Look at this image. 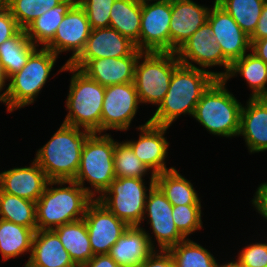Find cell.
Instances as JSON below:
<instances>
[{"mask_svg": "<svg viewBox=\"0 0 267 267\" xmlns=\"http://www.w3.org/2000/svg\"><path fill=\"white\" fill-rule=\"evenodd\" d=\"M249 154L267 151V100L248 98L242 106L240 131Z\"/></svg>", "mask_w": 267, "mask_h": 267, "instance_id": "cell-21", "label": "cell"}, {"mask_svg": "<svg viewBox=\"0 0 267 267\" xmlns=\"http://www.w3.org/2000/svg\"><path fill=\"white\" fill-rule=\"evenodd\" d=\"M63 0H6V7L21 29H26L36 18Z\"/></svg>", "mask_w": 267, "mask_h": 267, "instance_id": "cell-36", "label": "cell"}, {"mask_svg": "<svg viewBox=\"0 0 267 267\" xmlns=\"http://www.w3.org/2000/svg\"><path fill=\"white\" fill-rule=\"evenodd\" d=\"M0 78H6L2 65L0 63Z\"/></svg>", "mask_w": 267, "mask_h": 267, "instance_id": "cell-50", "label": "cell"}, {"mask_svg": "<svg viewBox=\"0 0 267 267\" xmlns=\"http://www.w3.org/2000/svg\"><path fill=\"white\" fill-rule=\"evenodd\" d=\"M45 172L33 160L29 166L1 171V191L37 202L48 182Z\"/></svg>", "mask_w": 267, "mask_h": 267, "instance_id": "cell-20", "label": "cell"}, {"mask_svg": "<svg viewBox=\"0 0 267 267\" xmlns=\"http://www.w3.org/2000/svg\"><path fill=\"white\" fill-rule=\"evenodd\" d=\"M91 134V131L62 123L49 141L37 150L33 160L50 181L74 180L81 151Z\"/></svg>", "mask_w": 267, "mask_h": 267, "instance_id": "cell-3", "label": "cell"}, {"mask_svg": "<svg viewBox=\"0 0 267 267\" xmlns=\"http://www.w3.org/2000/svg\"><path fill=\"white\" fill-rule=\"evenodd\" d=\"M109 27L129 38L140 50L141 0H115Z\"/></svg>", "mask_w": 267, "mask_h": 267, "instance_id": "cell-27", "label": "cell"}, {"mask_svg": "<svg viewBox=\"0 0 267 267\" xmlns=\"http://www.w3.org/2000/svg\"><path fill=\"white\" fill-rule=\"evenodd\" d=\"M243 77L251 90L249 98H262L267 100V64L251 51L231 64L224 80L230 81L235 76Z\"/></svg>", "mask_w": 267, "mask_h": 267, "instance_id": "cell-25", "label": "cell"}, {"mask_svg": "<svg viewBox=\"0 0 267 267\" xmlns=\"http://www.w3.org/2000/svg\"><path fill=\"white\" fill-rule=\"evenodd\" d=\"M85 9L91 29L108 28L110 10L115 0H77Z\"/></svg>", "mask_w": 267, "mask_h": 267, "instance_id": "cell-38", "label": "cell"}, {"mask_svg": "<svg viewBox=\"0 0 267 267\" xmlns=\"http://www.w3.org/2000/svg\"><path fill=\"white\" fill-rule=\"evenodd\" d=\"M255 211L267 221V181L262 182L256 189L250 201Z\"/></svg>", "mask_w": 267, "mask_h": 267, "instance_id": "cell-42", "label": "cell"}, {"mask_svg": "<svg viewBox=\"0 0 267 267\" xmlns=\"http://www.w3.org/2000/svg\"><path fill=\"white\" fill-rule=\"evenodd\" d=\"M169 128L170 126L156 125L147 120L136 127L140 132L137 140H124L153 175L175 168L166 166L170 143L165 134Z\"/></svg>", "mask_w": 267, "mask_h": 267, "instance_id": "cell-13", "label": "cell"}, {"mask_svg": "<svg viewBox=\"0 0 267 267\" xmlns=\"http://www.w3.org/2000/svg\"><path fill=\"white\" fill-rule=\"evenodd\" d=\"M216 79L209 71L180 64L171 76L167 94L149 122L171 127L182 115L192 117L202 94Z\"/></svg>", "mask_w": 267, "mask_h": 267, "instance_id": "cell-1", "label": "cell"}, {"mask_svg": "<svg viewBox=\"0 0 267 267\" xmlns=\"http://www.w3.org/2000/svg\"><path fill=\"white\" fill-rule=\"evenodd\" d=\"M37 48L38 46L29 40L24 29L4 41L0 45V63L6 79L20 71Z\"/></svg>", "mask_w": 267, "mask_h": 267, "instance_id": "cell-31", "label": "cell"}, {"mask_svg": "<svg viewBox=\"0 0 267 267\" xmlns=\"http://www.w3.org/2000/svg\"><path fill=\"white\" fill-rule=\"evenodd\" d=\"M146 2H152V3H173L176 0H141Z\"/></svg>", "mask_w": 267, "mask_h": 267, "instance_id": "cell-48", "label": "cell"}, {"mask_svg": "<svg viewBox=\"0 0 267 267\" xmlns=\"http://www.w3.org/2000/svg\"><path fill=\"white\" fill-rule=\"evenodd\" d=\"M171 3L141 1L140 51L170 52Z\"/></svg>", "mask_w": 267, "mask_h": 267, "instance_id": "cell-17", "label": "cell"}, {"mask_svg": "<svg viewBox=\"0 0 267 267\" xmlns=\"http://www.w3.org/2000/svg\"><path fill=\"white\" fill-rule=\"evenodd\" d=\"M155 184L173 205H202L201 198L188 180L176 168L155 175Z\"/></svg>", "mask_w": 267, "mask_h": 267, "instance_id": "cell-29", "label": "cell"}, {"mask_svg": "<svg viewBox=\"0 0 267 267\" xmlns=\"http://www.w3.org/2000/svg\"><path fill=\"white\" fill-rule=\"evenodd\" d=\"M114 171L116 178H141L153 175L150 170L134 154L132 148L125 141L115 139ZM149 172V173H148Z\"/></svg>", "mask_w": 267, "mask_h": 267, "instance_id": "cell-35", "label": "cell"}, {"mask_svg": "<svg viewBox=\"0 0 267 267\" xmlns=\"http://www.w3.org/2000/svg\"><path fill=\"white\" fill-rule=\"evenodd\" d=\"M28 267H77L53 230H36Z\"/></svg>", "mask_w": 267, "mask_h": 267, "instance_id": "cell-24", "label": "cell"}, {"mask_svg": "<svg viewBox=\"0 0 267 267\" xmlns=\"http://www.w3.org/2000/svg\"><path fill=\"white\" fill-rule=\"evenodd\" d=\"M201 205H176L173 206V222L177 229L188 238L189 235L203 229ZM194 232V233H193Z\"/></svg>", "mask_w": 267, "mask_h": 267, "instance_id": "cell-37", "label": "cell"}, {"mask_svg": "<svg viewBox=\"0 0 267 267\" xmlns=\"http://www.w3.org/2000/svg\"><path fill=\"white\" fill-rule=\"evenodd\" d=\"M224 79H216L202 94L192 118L213 136L236 138L243 104L228 90Z\"/></svg>", "mask_w": 267, "mask_h": 267, "instance_id": "cell-5", "label": "cell"}, {"mask_svg": "<svg viewBox=\"0 0 267 267\" xmlns=\"http://www.w3.org/2000/svg\"><path fill=\"white\" fill-rule=\"evenodd\" d=\"M264 241L250 242L239 251L236 260L242 267H267V239Z\"/></svg>", "mask_w": 267, "mask_h": 267, "instance_id": "cell-39", "label": "cell"}, {"mask_svg": "<svg viewBox=\"0 0 267 267\" xmlns=\"http://www.w3.org/2000/svg\"><path fill=\"white\" fill-rule=\"evenodd\" d=\"M146 184L141 178H115L97 200L129 226H143L146 197L155 184V176L149 177L148 187Z\"/></svg>", "mask_w": 267, "mask_h": 267, "instance_id": "cell-9", "label": "cell"}, {"mask_svg": "<svg viewBox=\"0 0 267 267\" xmlns=\"http://www.w3.org/2000/svg\"><path fill=\"white\" fill-rule=\"evenodd\" d=\"M82 267H119L109 254L94 255Z\"/></svg>", "mask_w": 267, "mask_h": 267, "instance_id": "cell-44", "label": "cell"}, {"mask_svg": "<svg viewBox=\"0 0 267 267\" xmlns=\"http://www.w3.org/2000/svg\"><path fill=\"white\" fill-rule=\"evenodd\" d=\"M266 1L216 0L248 36L254 32Z\"/></svg>", "mask_w": 267, "mask_h": 267, "instance_id": "cell-33", "label": "cell"}, {"mask_svg": "<svg viewBox=\"0 0 267 267\" xmlns=\"http://www.w3.org/2000/svg\"><path fill=\"white\" fill-rule=\"evenodd\" d=\"M216 267H242V266L236 259L235 260L232 259V261H230V262L226 261V262H224L222 264L217 262Z\"/></svg>", "mask_w": 267, "mask_h": 267, "instance_id": "cell-47", "label": "cell"}, {"mask_svg": "<svg viewBox=\"0 0 267 267\" xmlns=\"http://www.w3.org/2000/svg\"><path fill=\"white\" fill-rule=\"evenodd\" d=\"M154 250L143 226H129L108 254L119 267H139Z\"/></svg>", "mask_w": 267, "mask_h": 267, "instance_id": "cell-22", "label": "cell"}, {"mask_svg": "<svg viewBox=\"0 0 267 267\" xmlns=\"http://www.w3.org/2000/svg\"><path fill=\"white\" fill-rule=\"evenodd\" d=\"M6 8V0H0V12Z\"/></svg>", "mask_w": 267, "mask_h": 267, "instance_id": "cell-49", "label": "cell"}, {"mask_svg": "<svg viewBox=\"0 0 267 267\" xmlns=\"http://www.w3.org/2000/svg\"><path fill=\"white\" fill-rule=\"evenodd\" d=\"M176 267H216L217 261L210 250L190 238L168 249Z\"/></svg>", "mask_w": 267, "mask_h": 267, "instance_id": "cell-34", "label": "cell"}, {"mask_svg": "<svg viewBox=\"0 0 267 267\" xmlns=\"http://www.w3.org/2000/svg\"><path fill=\"white\" fill-rule=\"evenodd\" d=\"M34 233L35 231L31 228L0 219V254L2 261L20 258L28 253L30 255L25 263L27 265L32 252Z\"/></svg>", "mask_w": 267, "mask_h": 267, "instance_id": "cell-28", "label": "cell"}, {"mask_svg": "<svg viewBox=\"0 0 267 267\" xmlns=\"http://www.w3.org/2000/svg\"><path fill=\"white\" fill-rule=\"evenodd\" d=\"M77 0H63L57 6L36 18L26 29L29 40L38 47H45L55 36L64 16Z\"/></svg>", "mask_w": 267, "mask_h": 267, "instance_id": "cell-30", "label": "cell"}, {"mask_svg": "<svg viewBox=\"0 0 267 267\" xmlns=\"http://www.w3.org/2000/svg\"><path fill=\"white\" fill-rule=\"evenodd\" d=\"M180 64L175 52H142L139 55L134 85L141 105L159 106L167 94L171 76Z\"/></svg>", "mask_w": 267, "mask_h": 267, "instance_id": "cell-8", "label": "cell"}, {"mask_svg": "<svg viewBox=\"0 0 267 267\" xmlns=\"http://www.w3.org/2000/svg\"><path fill=\"white\" fill-rule=\"evenodd\" d=\"M172 209L173 205L160 188L154 184L146 197L142 223L144 224L143 221L146 219L147 224L150 225L149 228L152 230L150 233L147 229H143L155 250H168L187 239L173 222ZM151 233L153 236L150 235Z\"/></svg>", "mask_w": 267, "mask_h": 267, "instance_id": "cell-10", "label": "cell"}, {"mask_svg": "<svg viewBox=\"0 0 267 267\" xmlns=\"http://www.w3.org/2000/svg\"><path fill=\"white\" fill-rule=\"evenodd\" d=\"M63 71H69L71 77L65 101L66 111H68L62 123L92 133H101L105 87L70 64H63L56 75Z\"/></svg>", "mask_w": 267, "mask_h": 267, "instance_id": "cell-4", "label": "cell"}, {"mask_svg": "<svg viewBox=\"0 0 267 267\" xmlns=\"http://www.w3.org/2000/svg\"><path fill=\"white\" fill-rule=\"evenodd\" d=\"M140 104L134 82L105 87L101 114V133L128 131Z\"/></svg>", "mask_w": 267, "mask_h": 267, "instance_id": "cell-12", "label": "cell"}, {"mask_svg": "<svg viewBox=\"0 0 267 267\" xmlns=\"http://www.w3.org/2000/svg\"><path fill=\"white\" fill-rule=\"evenodd\" d=\"M212 4L207 22L224 57L232 64L251 51L250 38L216 0Z\"/></svg>", "mask_w": 267, "mask_h": 267, "instance_id": "cell-18", "label": "cell"}, {"mask_svg": "<svg viewBox=\"0 0 267 267\" xmlns=\"http://www.w3.org/2000/svg\"><path fill=\"white\" fill-rule=\"evenodd\" d=\"M267 37V1L265 2L258 24L254 32L249 36L250 40H260Z\"/></svg>", "mask_w": 267, "mask_h": 267, "instance_id": "cell-43", "label": "cell"}, {"mask_svg": "<svg viewBox=\"0 0 267 267\" xmlns=\"http://www.w3.org/2000/svg\"><path fill=\"white\" fill-rule=\"evenodd\" d=\"M251 52L267 64V37L260 40H250Z\"/></svg>", "mask_w": 267, "mask_h": 267, "instance_id": "cell-45", "label": "cell"}, {"mask_svg": "<svg viewBox=\"0 0 267 267\" xmlns=\"http://www.w3.org/2000/svg\"><path fill=\"white\" fill-rule=\"evenodd\" d=\"M7 79L0 78V102L5 104L6 110L9 113V100L7 95Z\"/></svg>", "mask_w": 267, "mask_h": 267, "instance_id": "cell-46", "label": "cell"}, {"mask_svg": "<svg viewBox=\"0 0 267 267\" xmlns=\"http://www.w3.org/2000/svg\"><path fill=\"white\" fill-rule=\"evenodd\" d=\"M139 267H176L168 250L154 252Z\"/></svg>", "mask_w": 267, "mask_h": 267, "instance_id": "cell-41", "label": "cell"}, {"mask_svg": "<svg viewBox=\"0 0 267 267\" xmlns=\"http://www.w3.org/2000/svg\"><path fill=\"white\" fill-rule=\"evenodd\" d=\"M141 53L135 43L113 28L91 29L84 50L70 65L81 70L93 59L139 56Z\"/></svg>", "mask_w": 267, "mask_h": 267, "instance_id": "cell-16", "label": "cell"}, {"mask_svg": "<svg viewBox=\"0 0 267 267\" xmlns=\"http://www.w3.org/2000/svg\"><path fill=\"white\" fill-rule=\"evenodd\" d=\"M210 8L193 0L171 3L170 52H176L206 23Z\"/></svg>", "mask_w": 267, "mask_h": 267, "instance_id": "cell-19", "label": "cell"}, {"mask_svg": "<svg viewBox=\"0 0 267 267\" xmlns=\"http://www.w3.org/2000/svg\"><path fill=\"white\" fill-rule=\"evenodd\" d=\"M83 219L87 226L93 255L108 254L110 248L129 227L97 199L89 203Z\"/></svg>", "mask_w": 267, "mask_h": 267, "instance_id": "cell-15", "label": "cell"}, {"mask_svg": "<svg viewBox=\"0 0 267 267\" xmlns=\"http://www.w3.org/2000/svg\"><path fill=\"white\" fill-rule=\"evenodd\" d=\"M92 200L73 180L49 181L36 202L37 230H53L82 219Z\"/></svg>", "mask_w": 267, "mask_h": 267, "instance_id": "cell-2", "label": "cell"}, {"mask_svg": "<svg viewBox=\"0 0 267 267\" xmlns=\"http://www.w3.org/2000/svg\"><path fill=\"white\" fill-rule=\"evenodd\" d=\"M91 32L85 9L76 2L64 16L57 28L54 38L45 46L59 56L71 52L66 64L73 62L84 50Z\"/></svg>", "mask_w": 267, "mask_h": 267, "instance_id": "cell-14", "label": "cell"}, {"mask_svg": "<svg viewBox=\"0 0 267 267\" xmlns=\"http://www.w3.org/2000/svg\"><path fill=\"white\" fill-rule=\"evenodd\" d=\"M0 219L36 231V202L0 191Z\"/></svg>", "mask_w": 267, "mask_h": 267, "instance_id": "cell-32", "label": "cell"}, {"mask_svg": "<svg viewBox=\"0 0 267 267\" xmlns=\"http://www.w3.org/2000/svg\"><path fill=\"white\" fill-rule=\"evenodd\" d=\"M53 231L58 235L63 247L77 267H82L94 256L83 218L58 226Z\"/></svg>", "mask_w": 267, "mask_h": 267, "instance_id": "cell-26", "label": "cell"}, {"mask_svg": "<svg viewBox=\"0 0 267 267\" xmlns=\"http://www.w3.org/2000/svg\"><path fill=\"white\" fill-rule=\"evenodd\" d=\"M175 53L182 65L209 71L217 79H224L231 67L214 40L207 21ZM218 66H222L224 71L208 70Z\"/></svg>", "mask_w": 267, "mask_h": 267, "instance_id": "cell-11", "label": "cell"}, {"mask_svg": "<svg viewBox=\"0 0 267 267\" xmlns=\"http://www.w3.org/2000/svg\"><path fill=\"white\" fill-rule=\"evenodd\" d=\"M20 30L21 28L17 21L6 7L0 12V45L7 39L15 36Z\"/></svg>", "mask_w": 267, "mask_h": 267, "instance_id": "cell-40", "label": "cell"}, {"mask_svg": "<svg viewBox=\"0 0 267 267\" xmlns=\"http://www.w3.org/2000/svg\"><path fill=\"white\" fill-rule=\"evenodd\" d=\"M0 191H1V170H0Z\"/></svg>", "mask_w": 267, "mask_h": 267, "instance_id": "cell-51", "label": "cell"}, {"mask_svg": "<svg viewBox=\"0 0 267 267\" xmlns=\"http://www.w3.org/2000/svg\"><path fill=\"white\" fill-rule=\"evenodd\" d=\"M138 57L123 56L120 58L93 59L81 71L104 87L134 82Z\"/></svg>", "mask_w": 267, "mask_h": 267, "instance_id": "cell-23", "label": "cell"}, {"mask_svg": "<svg viewBox=\"0 0 267 267\" xmlns=\"http://www.w3.org/2000/svg\"><path fill=\"white\" fill-rule=\"evenodd\" d=\"M115 140L109 133H92L81 151L80 165L73 180L93 199H98L116 178ZM86 182L89 183L86 187Z\"/></svg>", "mask_w": 267, "mask_h": 267, "instance_id": "cell-6", "label": "cell"}, {"mask_svg": "<svg viewBox=\"0 0 267 267\" xmlns=\"http://www.w3.org/2000/svg\"><path fill=\"white\" fill-rule=\"evenodd\" d=\"M60 58L45 47H38L25 66L7 81L9 113L34 104L43 90L57 59Z\"/></svg>", "mask_w": 267, "mask_h": 267, "instance_id": "cell-7", "label": "cell"}]
</instances>
